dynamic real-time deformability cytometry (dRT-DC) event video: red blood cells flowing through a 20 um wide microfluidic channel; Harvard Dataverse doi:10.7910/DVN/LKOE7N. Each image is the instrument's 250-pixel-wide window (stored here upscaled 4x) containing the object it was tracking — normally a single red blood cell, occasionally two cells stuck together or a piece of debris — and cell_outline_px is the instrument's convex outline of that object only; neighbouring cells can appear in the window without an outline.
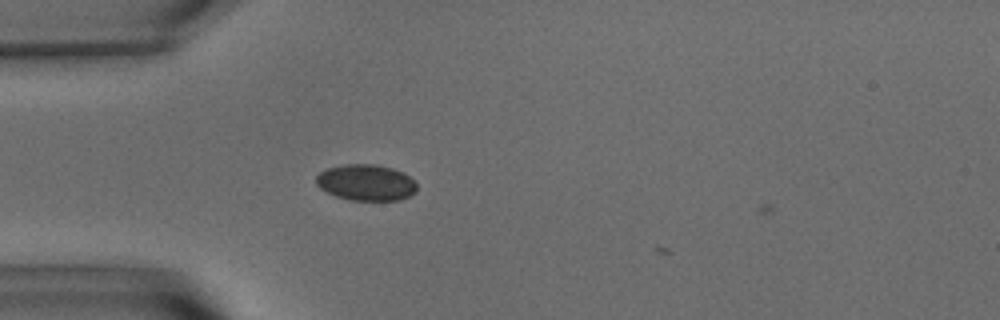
{"species": "common noctule bat (a hibernating species)", "species_latin": "Nyctalus noctula", "temperature_condition": "warm", "stored_images_in_passage": 4, "camera_frame_rate_fps": 3000, "um_per_image_px": 0.085, "animal": {"sex": "male", "body_mass_g": 15.6}, "frame": {"image": 1, "passage_image": 3, "time_ms": 0.667, "image_size_px": [1000, 320], "cell_outline_px": [[416, 192], [400, 200], [352, 200], [336, 196], [320, 188], [316, 184], [316, 176], [320, 172], [328, 168], [344, 164], [376, 164], [392, 168], [404, 172], [416, 184]], "centroid_in_image_um": [31.11, 15.51], "position_along_channel_um": 53.9, "area_um2": 21.15}}